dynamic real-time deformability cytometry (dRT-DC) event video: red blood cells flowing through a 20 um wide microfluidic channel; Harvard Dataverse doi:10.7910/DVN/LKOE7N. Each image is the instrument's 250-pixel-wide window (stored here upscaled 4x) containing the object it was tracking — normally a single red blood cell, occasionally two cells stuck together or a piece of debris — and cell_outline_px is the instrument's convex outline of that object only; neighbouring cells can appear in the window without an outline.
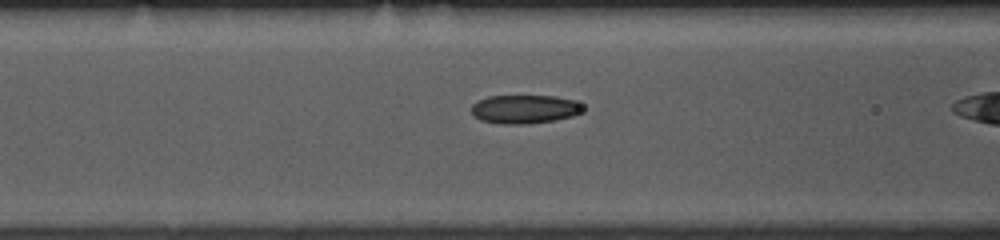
{"species": "common noctule bat (a hibernating species)", "species_latin": "Nyctalus noctula", "temperature_condition": "room temperature", "stored_images_in_passage": 35, "camera_frame_rate_fps": 3000, "um_per_image_px": 0.085, "animal": {"sex": "female", "body_mass_g": 10.0, "forearm_length_mm": 53.1}, "frame": {"image": 1, "passage_image": 15, "time_ms": 4.667, "image_size_px": [1000, 240], "cell_outline_px": [[584, 108], [580, 112], [572, 116], [556, 120], [528, 124], [500, 124], [480, 120], [472, 116], [472, 104], [488, 96], [556, 96], [572, 100], [580, 104]], "centroid_in_image_um": [44.56, 9.29], "position_along_channel_um": 122.0, "area_um2": 18.61}}
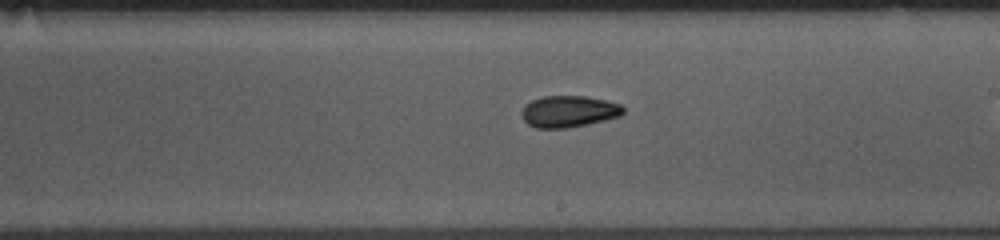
{"frame": {"image": 2, "passage_image": 24, "time_ms": 7.667, "image_size_px": [1000, 240], "cell_outline_px": [[624, 112], [620, 116], [588, 124], [568, 128], [536, 128], [528, 124], [524, 120], [520, 112], [524, 104], [532, 100], [544, 96], [588, 96], [620, 104], [624, 108]], "centroid_in_image_um": [48.32, 9.47], "position_along_channel_um": 240.7, "area_um2": 18.79}}
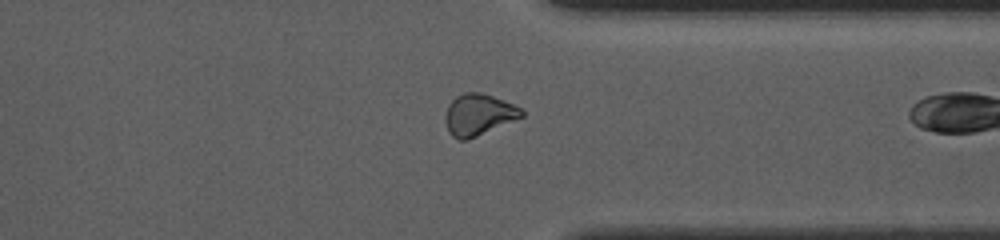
{"frame": {"image": 3, "passage_image": 34, "time_ms": 11.0, "image_size_px": [1000, 240], "cell_outline_px": [[524, 116], [468, 140], [460, 140], [452, 136], [448, 132], [444, 120], [444, 116], [448, 104], [456, 96], [464, 92], [480, 92], [492, 96], [524, 108]], "centroid_in_image_um": [40.66, 9.75], "position_along_channel_um": 370.7, "area_um2": 18.61}}